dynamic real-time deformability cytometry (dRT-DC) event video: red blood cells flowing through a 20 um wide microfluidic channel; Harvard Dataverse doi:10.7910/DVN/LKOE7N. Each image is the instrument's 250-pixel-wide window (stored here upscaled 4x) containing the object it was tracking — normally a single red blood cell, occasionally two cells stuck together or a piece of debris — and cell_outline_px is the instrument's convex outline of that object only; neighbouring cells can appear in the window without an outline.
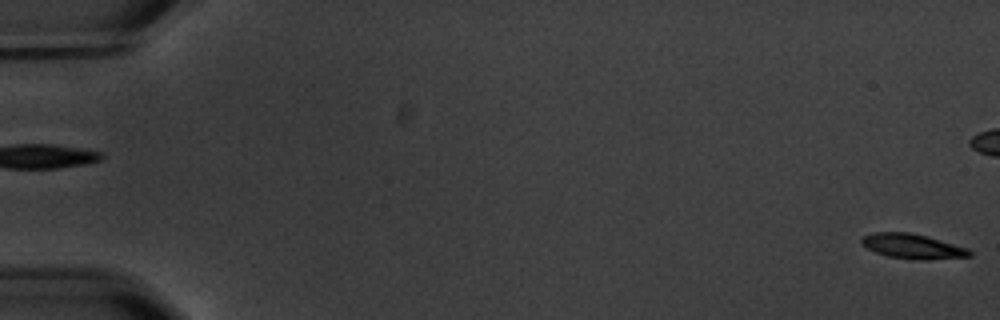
{"species": "common noctule bat (a hibernating species)", "species_latin": "Nyctalus noctula", "temperature_condition": "warm", "stored_images_in_passage": 6, "segment_of_instrument_passage": [2, 2], "camera_frame_rate_fps": 3000, "um_per_image_px": 0.085, "animal": {"sex": "male", "body_mass_g": 20.1, "forearm_length_mm": 53.5}, "frame": {"image": 1, "passage_image": 6, "time_ms": 6.0, "image_size_px": [1000, 320], "cell_outline_px": [[972, 256], [928, 260], [920, 260], [888, 256], [876, 252], [860, 244], [860, 240], [864, 236], [876, 232], [908, 232], [940, 240], [968, 248], [972, 252]], "centroid_in_image_um": [77.58, 20.94], "position_along_channel_um": 7.4, "area_um2": 15.43}}